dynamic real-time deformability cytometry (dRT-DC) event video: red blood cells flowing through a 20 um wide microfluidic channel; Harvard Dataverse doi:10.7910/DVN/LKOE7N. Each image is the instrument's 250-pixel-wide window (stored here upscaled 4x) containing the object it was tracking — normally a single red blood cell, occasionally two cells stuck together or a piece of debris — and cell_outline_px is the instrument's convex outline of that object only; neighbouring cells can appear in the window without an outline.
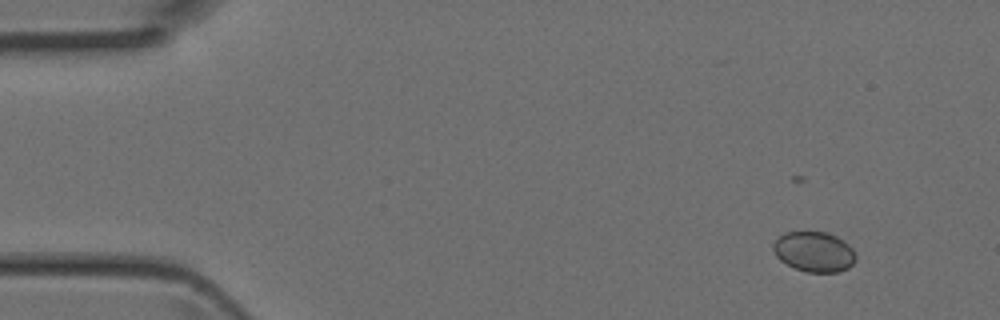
{"species": "Egyptian fruit bat (a non-hibernating species)", "species_latin": "Rousettus aegyptiacus", "temperature_condition": "room temperature", "stored_images_in_passage": 4, "camera_frame_rate_fps": 3000, "um_per_image_px": 0.085, "animal": {"sex": "female"}, "frame": {"image": 1, "passage_image": 2, "time_ms": 0.333, "image_size_px": [1000, 320], "cell_outline_px": [[856, 260], [848, 268], [836, 272], [804, 272], [780, 260], [776, 256], [772, 248], [772, 244], [784, 232], [824, 232], [836, 236], [844, 240], [852, 248], [856, 256]], "centroid_in_image_um": [69.2, 21.4], "position_along_channel_um": 15.8, "area_um2": 19.31}}
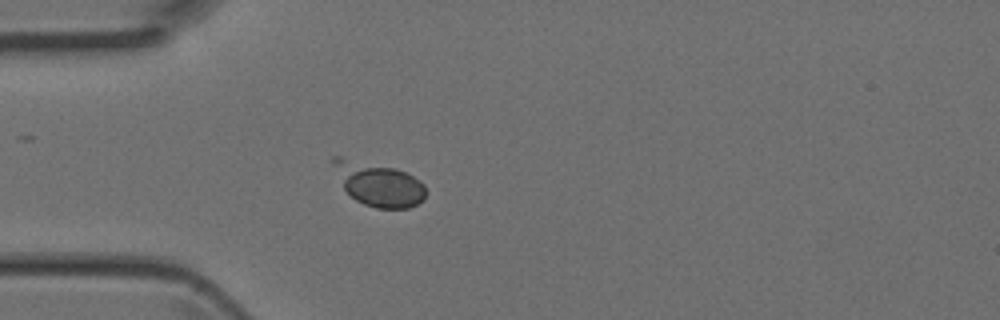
{"frame": {"image": 2, "passage_image": 4, "time_ms": 1.0, "image_size_px": [1000, 320], "cell_outline_px": [[424, 200], [408, 208], [376, 208], [364, 204], [356, 200], [344, 188], [332, 164], [332, 156], [340, 156], [396, 168], [420, 180], [424, 184]], "centroid_in_image_um": [32.16, 15.63], "position_along_channel_um": 52.8, "area_um2": 23.29}}